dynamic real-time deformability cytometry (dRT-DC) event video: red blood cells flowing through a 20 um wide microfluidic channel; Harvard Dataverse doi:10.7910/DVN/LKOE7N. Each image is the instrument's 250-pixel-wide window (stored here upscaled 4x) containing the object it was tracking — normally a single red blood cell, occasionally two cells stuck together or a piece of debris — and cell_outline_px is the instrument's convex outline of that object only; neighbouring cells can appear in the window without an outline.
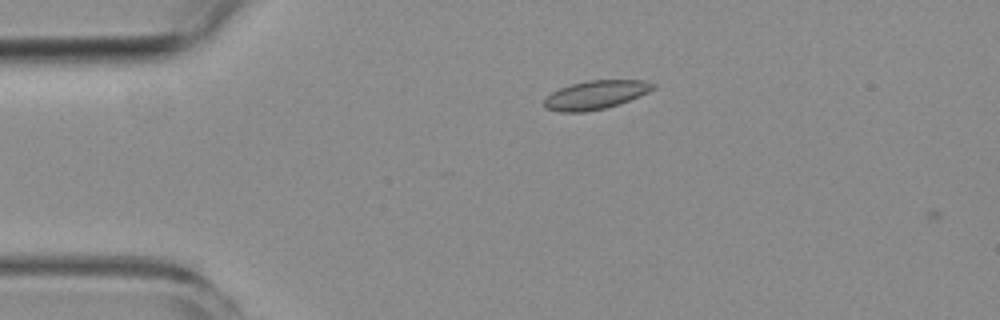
{"species": "common noctule bat (a hibernating species)", "species_latin": "Nyctalus noctula", "temperature_condition": "room temperature", "stored_images_in_passage": 4, "camera_frame_rate_fps": 3000, "um_per_image_px": 0.085, "animal": {"sex": "female", "body_mass_g": 19.3, "forearm_length_mm": 54.1}, "frame": {"image": 1, "passage_image": 3, "time_ms": 3.667, "image_size_px": [1000, 320], "cell_outline_px": [[656, 88], [648, 92], [628, 100], [604, 108], [584, 112], [560, 112], [544, 108], [544, 100], [552, 92], [560, 88], [572, 84], [588, 80], [644, 80], [656, 84]], "centroid_in_image_um": [50.62, 8.06], "position_along_channel_um": 34.4, "area_um2": 17.98}}